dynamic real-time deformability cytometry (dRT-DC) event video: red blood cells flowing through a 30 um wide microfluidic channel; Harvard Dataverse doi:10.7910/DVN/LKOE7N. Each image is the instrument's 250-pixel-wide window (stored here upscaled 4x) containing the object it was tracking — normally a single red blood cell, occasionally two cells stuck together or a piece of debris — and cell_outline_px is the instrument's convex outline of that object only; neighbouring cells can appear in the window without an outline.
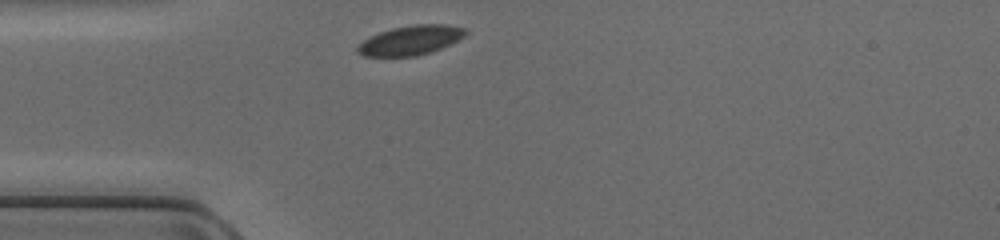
{"species": "common noctule bat (a hibernating species)", "species_latin": "Nyctalus noctula", "temperature_condition": "cold", "stored_images_in_passage": 31, "camera_frame_rate_fps": 3000, "um_per_image_px": 0.085, "animal": {"sex": "female", "body_mass_g": 17.0, "forearm_length_mm": 48.0}, "frame": {"image": 1, "passage_image": 1, "time_ms": 0.0, "image_size_px": [1000, 240], "cell_outline_px": [[468, 32], [464, 36], [440, 48], [416, 56], [364, 56], [356, 52], [356, 48], [368, 36], [392, 28], [412, 24], [444, 24], [464, 28]], "centroid_in_image_um": [34.85, 3.41], "position_along_channel_um": 50.1, "area_um2": 18.32}}
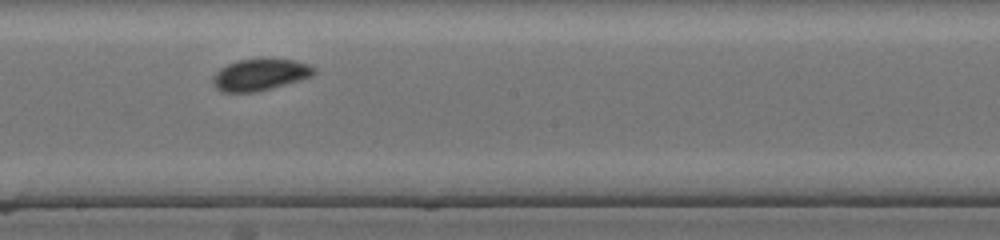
{"frame": {"image": 2, "passage_image": 14, "time_ms": 4.333, "image_size_px": [1000, 240], "cell_outline_px": [[316, 72], [312, 76], [300, 80], [252, 92], [224, 92], [216, 88], [212, 84], [212, 76], [220, 68], [228, 64], [240, 60], [296, 60], [308, 64], [316, 68]], "centroid_in_image_um": [22.09, 6.35], "position_along_channel_um": 226.1, "area_um2": 18.21}}
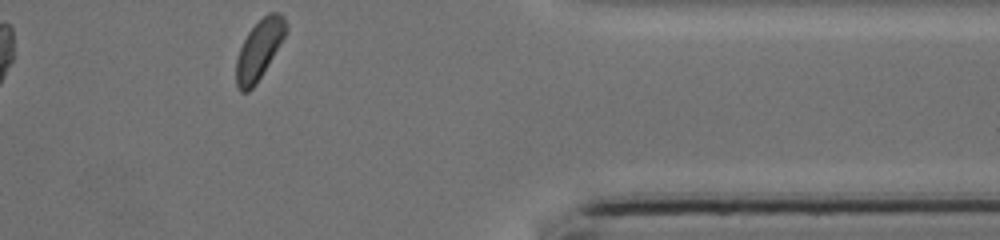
{"frame": {"image": 3, "passage_image": 27, "time_ms": 8.667, "image_size_px": [1000, 240], "cell_outline_px": [[288, 28], [284, 36], [256, 84], [248, 92], [240, 92], [236, 84], [236, 60], [240, 48], [248, 32], [268, 12], [280, 12], [284, 16], [288, 24]], "centroid_in_image_um": [22.03, 4.2], "position_along_channel_um": 389.4, "area_um2": 16.94}}